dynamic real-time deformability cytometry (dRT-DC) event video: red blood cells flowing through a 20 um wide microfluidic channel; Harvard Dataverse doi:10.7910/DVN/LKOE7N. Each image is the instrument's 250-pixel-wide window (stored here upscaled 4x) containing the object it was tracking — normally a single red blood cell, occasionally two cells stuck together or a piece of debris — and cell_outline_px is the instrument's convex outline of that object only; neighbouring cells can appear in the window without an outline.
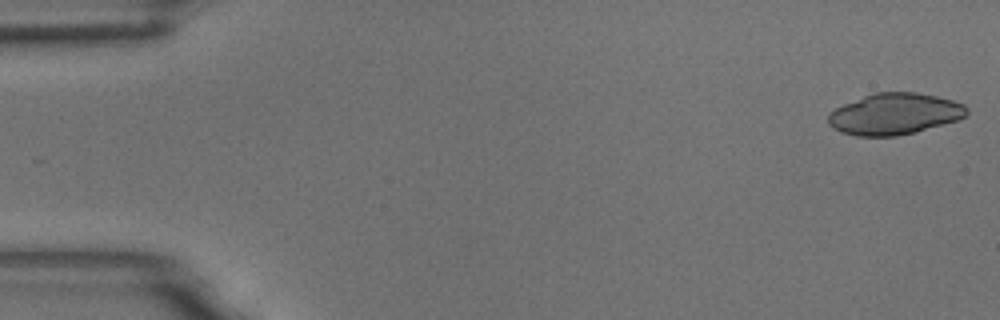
{"species": "common noctule bat (a hibernating species)", "species_latin": "Nyctalus noctula", "temperature_condition": "room temperature", "stored_images_in_passage": 5, "camera_frame_rate_fps": 3000, "um_per_image_px": 0.085, "animal": {"sex": "male", "body_mass_g": 18.8}, "frame": {"image": 1, "passage_image": 1, "time_ms": 0.0, "image_size_px": [1000, 320], "cell_outline_px": [[968, 112], [960, 120], [916, 132], [896, 136], [856, 136], [840, 132], [832, 128], [828, 124], [828, 112], [844, 104], [864, 96], [876, 92], [916, 92], [936, 96], [952, 100], [964, 104], [968, 108]], "centroid_in_image_um": [76.04, 9.69], "position_along_channel_um": 9.0, "area_um2": 33.58}}